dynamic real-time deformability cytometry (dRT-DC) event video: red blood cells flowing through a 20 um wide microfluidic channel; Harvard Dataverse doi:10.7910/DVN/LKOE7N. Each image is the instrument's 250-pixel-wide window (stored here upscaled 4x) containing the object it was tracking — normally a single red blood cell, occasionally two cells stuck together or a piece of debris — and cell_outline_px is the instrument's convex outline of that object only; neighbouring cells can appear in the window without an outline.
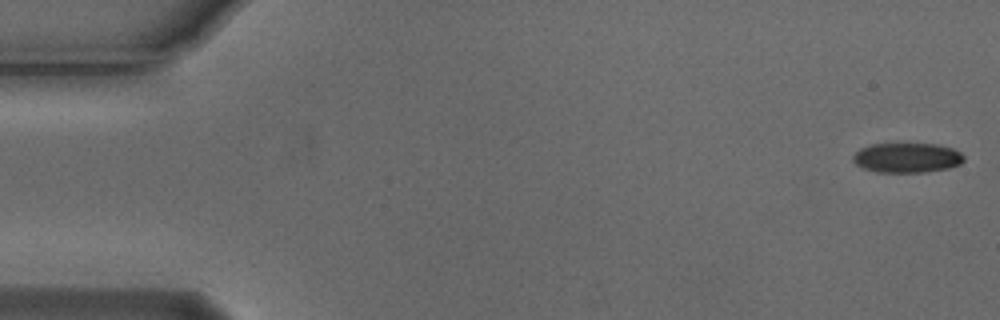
{"species": "Egyptian fruit bat (a non-hibernating species)", "species_latin": "Rousettus aegyptiacus", "temperature_condition": "cold", "stored_images_in_passage": 4, "camera_frame_rate_fps": 3000, "um_per_image_px": 0.085, "animal": {"sex": "male"}, "frame": {"image": 1, "passage_image": 1, "time_ms": 0.0, "image_size_px": [1000, 320], "cell_outline_px": [[964, 160], [960, 164], [948, 168], [924, 172], [876, 172], [864, 168], [856, 164], [852, 160], [852, 156], [860, 148], [872, 144], [940, 144], [952, 148], [960, 152], [964, 156]], "centroid_in_image_um": [77.1, 13.4], "position_along_channel_um": 7.9, "area_um2": 19.25}}
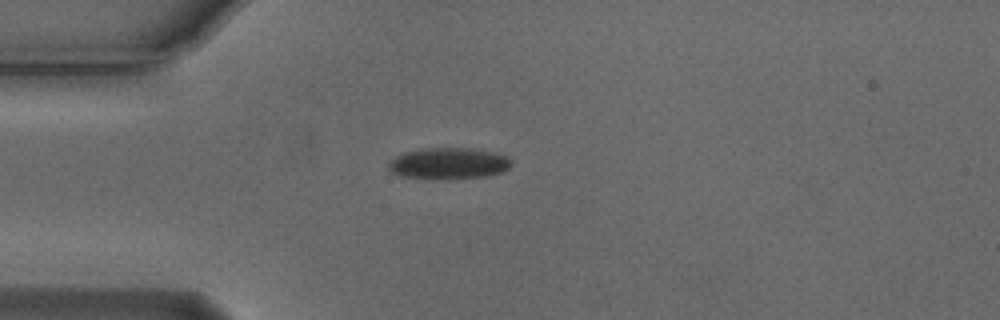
{"frame": {"image": 2, "passage_image": 4, "time_ms": 1.0, "image_size_px": [1000, 320], "cell_outline_px": [[512, 164], [508, 168], [500, 172], [484, 176], [404, 176], [392, 172], [388, 168], [388, 164], [396, 156], [404, 152], [428, 148], [460, 148], [488, 152], [504, 156]], "centroid_in_image_um": [38.08, 13.85], "position_along_channel_um": 46.9, "area_um2": 20.69}}